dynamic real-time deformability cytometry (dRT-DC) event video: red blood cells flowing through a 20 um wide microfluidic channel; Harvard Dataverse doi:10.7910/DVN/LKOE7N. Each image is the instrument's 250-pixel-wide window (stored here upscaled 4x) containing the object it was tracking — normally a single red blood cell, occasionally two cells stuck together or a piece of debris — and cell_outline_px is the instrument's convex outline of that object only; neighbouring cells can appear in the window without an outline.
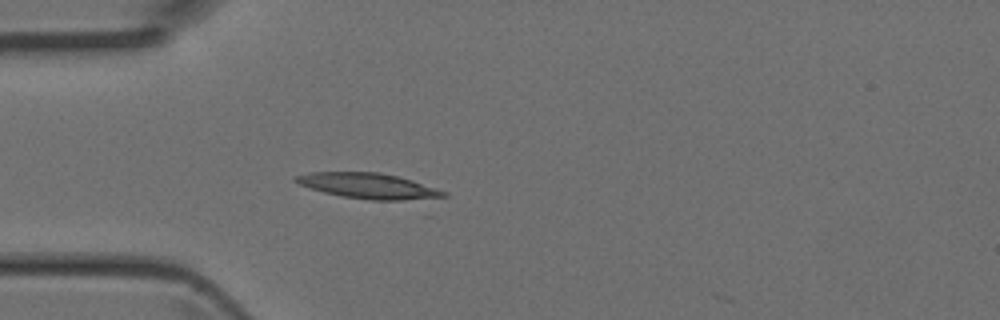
{"species": "Egyptian fruit bat (a non-hibernating species)", "species_latin": "Rousettus aegyptiacus", "temperature_condition": "room temperature", "stored_images_in_passage": 3, "camera_frame_rate_fps": 3000, "um_per_image_px": 0.085, "animal": {"sex": "female"}, "frame": {"image": 1, "passage_image": 3, "time_ms": 0.667, "image_size_px": [1000, 320], "cell_outline_px": [[448, 196], [432, 200], [368, 200], [340, 196], [324, 192], [300, 184], [292, 180], [296, 176], [308, 172], [380, 172], [412, 180], [448, 192]], "centroid_in_image_um": [31.4, 15.82], "position_along_channel_um": 53.6, "area_um2": 22.2}}